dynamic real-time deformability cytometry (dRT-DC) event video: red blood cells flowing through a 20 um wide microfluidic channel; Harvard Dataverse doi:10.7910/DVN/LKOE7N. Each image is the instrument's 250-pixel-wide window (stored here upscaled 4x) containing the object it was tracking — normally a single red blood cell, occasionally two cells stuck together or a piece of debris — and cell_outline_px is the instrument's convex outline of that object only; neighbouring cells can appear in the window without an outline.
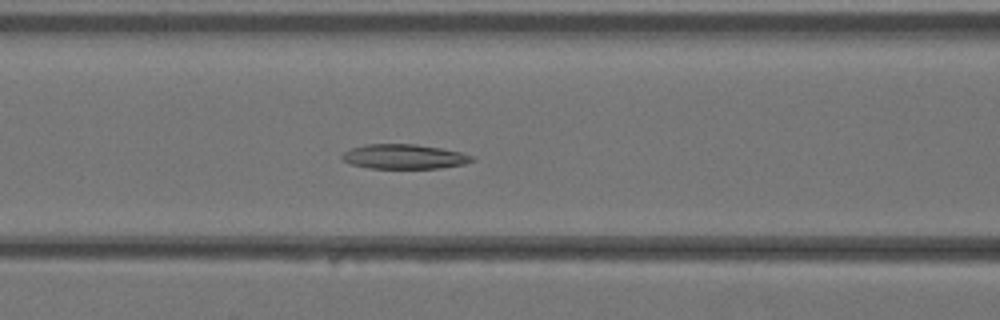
{"species": "Egyptian fruit bat (a non-hibernating species)", "species_latin": "Rousettus aegyptiacus", "temperature_condition": "warm", "stored_images_in_passage": 40, "camera_frame_rate_fps": 3000, "um_per_image_px": 0.085, "animal": {"sex": "female"}, "frame": {"image": 1, "passage_image": 16, "time_ms": 5.0, "image_size_px": [1000, 320], "cell_outline_px": [[476, 160], [464, 164], [440, 168], [368, 168], [348, 164], [340, 156], [344, 152], [352, 148], [364, 144], [416, 144], [440, 148], [460, 152], [476, 156]], "centroid_in_image_um": [34.36, 13.31], "position_along_channel_um": 132.2, "area_um2": 18.79}}
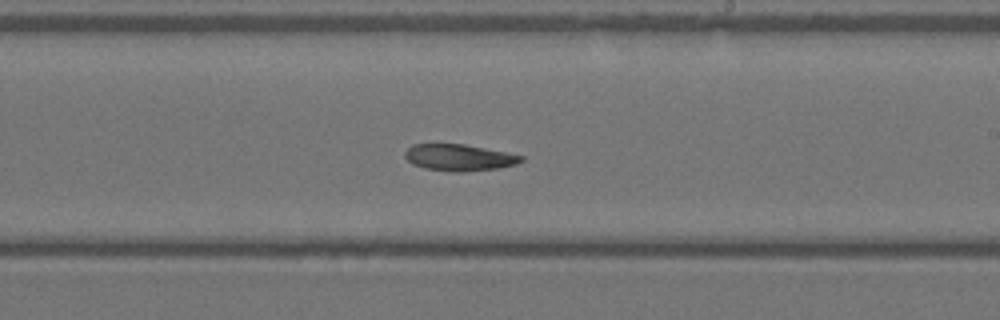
{"frame": {"image": 2, "passage_image": 23, "time_ms": 7.333, "image_size_px": [1000, 320], "cell_outline_px": [[524, 160], [516, 164], [496, 168], [464, 172], [452, 172], [424, 168], [412, 164], [404, 156], [404, 152], [412, 144], [464, 144], [524, 156]], "centroid_in_image_um": [38.99, 13.39], "position_along_channel_um": 250.0, "area_um2": 17.92}}
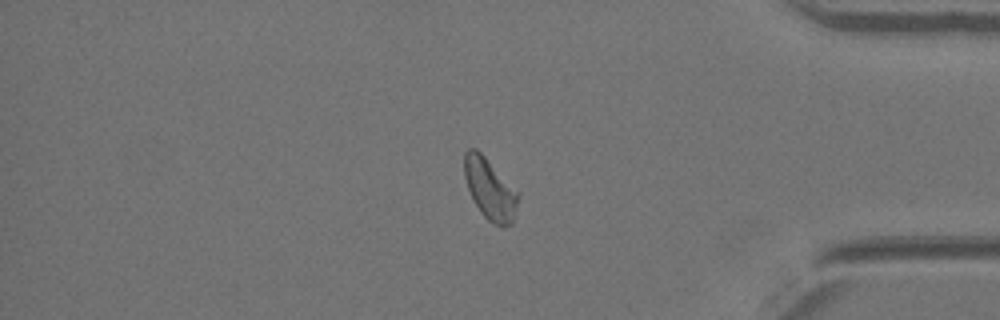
{"frame": {"image": 3, "passage_image": 33, "time_ms": 10.667, "image_size_px": [1000, 320], "cell_outline_px": [[520, 192], [512, 224], [492, 224], [480, 212], [468, 188], [464, 176], [464, 152], [468, 148], [476, 148]], "centroid_in_image_um": [41.64, 16.03], "position_along_channel_um": 393.6, "area_um2": 18.96}}